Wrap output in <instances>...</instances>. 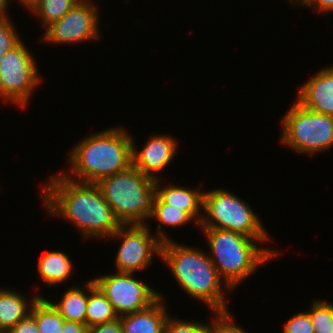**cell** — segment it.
Wrapping results in <instances>:
<instances>
[{
    "label": "cell",
    "instance_id": "6da1fadb",
    "mask_svg": "<svg viewBox=\"0 0 333 333\" xmlns=\"http://www.w3.org/2000/svg\"><path fill=\"white\" fill-rule=\"evenodd\" d=\"M42 186L43 203L52 216L76 225L83 237L110 238L121 226L96 183H84L60 173Z\"/></svg>",
    "mask_w": 333,
    "mask_h": 333
},
{
    "label": "cell",
    "instance_id": "7a4b0ae2",
    "mask_svg": "<svg viewBox=\"0 0 333 333\" xmlns=\"http://www.w3.org/2000/svg\"><path fill=\"white\" fill-rule=\"evenodd\" d=\"M132 140L133 137L122 127L87 136L71 150L68 160L72 175L66 177L84 183H97L128 169L133 165Z\"/></svg>",
    "mask_w": 333,
    "mask_h": 333
},
{
    "label": "cell",
    "instance_id": "3957f363",
    "mask_svg": "<svg viewBox=\"0 0 333 333\" xmlns=\"http://www.w3.org/2000/svg\"><path fill=\"white\" fill-rule=\"evenodd\" d=\"M207 254L170 239L162 242L160 259L167 263L178 284L190 297L207 304L213 312L226 311L228 307L222 290L225 282Z\"/></svg>",
    "mask_w": 333,
    "mask_h": 333
},
{
    "label": "cell",
    "instance_id": "277c9868",
    "mask_svg": "<svg viewBox=\"0 0 333 333\" xmlns=\"http://www.w3.org/2000/svg\"><path fill=\"white\" fill-rule=\"evenodd\" d=\"M201 230L212 252L209 258L225 282L224 290L229 292L254 273L257 267L279 255L277 250L262 248L256 244L265 243L269 239H254L238 232L217 228Z\"/></svg>",
    "mask_w": 333,
    "mask_h": 333
},
{
    "label": "cell",
    "instance_id": "5b68a950",
    "mask_svg": "<svg viewBox=\"0 0 333 333\" xmlns=\"http://www.w3.org/2000/svg\"><path fill=\"white\" fill-rule=\"evenodd\" d=\"M121 225L146 224L153 212L156 180L133 165L96 183Z\"/></svg>",
    "mask_w": 333,
    "mask_h": 333
},
{
    "label": "cell",
    "instance_id": "8992f818",
    "mask_svg": "<svg viewBox=\"0 0 333 333\" xmlns=\"http://www.w3.org/2000/svg\"><path fill=\"white\" fill-rule=\"evenodd\" d=\"M201 228H217L244 234L254 239H270L251 206L224 189L203 193Z\"/></svg>",
    "mask_w": 333,
    "mask_h": 333
},
{
    "label": "cell",
    "instance_id": "52a82bcc",
    "mask_svg": "<svg viewBox=\"0 0 333 333\" xmlns=\"http://www.w3.org/2000/svg\"><path fill=\"white\" fill-rule=\"evenodd\" d=\"M281 122V142L297 153L313 155L333 146V116L312 112L295 101Z\"/></svg>",
    "mask_w": 333,
    "mask_h": 333
},
{
    "label": "cell",
    "instance_id": "ba28073f",
    "mask_svg": "<svg viewBox=\"0 0 333 333\" xmlns=\"http://www.w3.org/2000/svg\"><path fill=\"white\" fill-rule=\"evenodd\" d=\"M32 53L21 41L0 56V96L24 108L40 84V75Z\"/></svg>",
    "mask_w": 333,
    "mask_h": 333
},
{
    "label": "cell",
    "instance_id": "9c48e42d",
    "mask_svg": "<svg viewBox=\"0 0 333 333\" xmlns=\"http://www.w3.org/2000/svg\"><path fill=\"white\" fill-rule=\"evenodd\" d=\"M122 241L115 256L117 272L135 273L151 266L153 255H161L162 242L152 236L147 224L121 225L111 236Z\"/></svg>",
    "mask_w": 333,
    "mask_h": 333
},
{
    "label": "cell",
    "instance_id": "30bf717a",
    "mask_svg": "<svg viewBox=\"0 0 333 333\" xmlns=\"http://www.w3.org/2000/svg\"><path fill=\"white\" fill-rule=\"evenodd\" d=\"M133 274L116 272V274L102 275L93 279L118 316L148 308L162 297L161 293H157L143 281L134 278Z\"/></svg>",
    "mask_w": 333,
    "mask_h": 333
},
{
    "label": "cell",
    "instance_id": "8fae6325",
    "mask_svg": "<svg viewBox=\"0 0 333 333\" xmlns=\"http://www.w3.org/2000/svg\"><path fill=\"white\" fill-rule=\"evenodd\" d=\"M94 4L91 0L77 2L60 20L46 27L43 41L74 44L99 39V12Z\"/></svg>",
    "mask_w": 333,
    "mask_h": 333
},
{
    "label": "cell",
    "instance_id": "7c38bea8",
    "mask_svg": "<svg viewBox=\"0 0 333 333\" xmlns=\"http://www.w3.org/2000/svg\"><path fill=\"white\" fill-rule=\"evenodd\" d=\"M142 150L137 151L133 141V166L144 175L158 180L157 172L162 171L174 159L177 153V141L170 135H151ZM156 173V174H155Z\"/></svg>",
    "mask_w": 333,
    "mask_h": 333
},
{
    "label": "cell",
    "instance_id": "4fadbf2b",
    "mask_svg": "<svg viewBox=\"0 0 333 333\" xmlns=\"http://www.w3.org/2000/svg\"><path fill=\"white\" fill-rule=\"evenodd\" d=\"M299 88V104L312 112L333 116V67L318 71Z\"/></svg>",
    "mask_w": 333,
    "mask_h": 333
},
{
    "label": "cell",
    "instance_id": "5bb4252c",
    "mask_svg": "<svg viewBox=\"0 0 333 333\" xmlns=\"http://www.w3.org/2000/svg\"><path fill=\"white\" fill-rule=\"evenodd\" d=\"M163 303L159 297L148 308L120 316L122 333H164L169 315Z\"/></svg>",
    "mask_w": 333,
    "mask_h": 333
},
{
    "label": "cell",
    "instance_id": "9a60e30c",
    "mask_svg": "<svg viewBox=\"0 0 333 333\" xmlns=\"http://www.w3.org/2000/svg\"><path fill=\"white\" fill-rule=\"evenodd\" d=\"M160 179L156 180V196L165 204L180 208L185 211L198 224L202 220L203 211V193L200 189H190L183 186L171 185L162 187L159 184Z\"/></svg>",
    "mask_w": 333,
    "mask_h": 333
},
{
    "label": "cell",
    "instance_id": "2e32d148",
    "mask_svg": "<svg viewBox=\"0 0 333 333\" xmlns=\"http://www.w3.org/2000/svg\"><path fill=\"white\" fill-rule=\"evenodd\" d=\"M39 297L40 294L34 296L28 304V299L26 301L21 293L0 289V333H7L20 320L26 318L30 314L33 303Z\"/></svg>",
    "mask_w": 333,
    "mask_h": 333
},
{
    "label": "cell",
    "instance_id": "e0dca14e",
    "mask_svg": "<svg viewBox=\"0 0 333 333\" xmlns=\"http://www.w3.org/2000/svg\"><path fill=\"white\" fill-rule=\"evenodd\" d=\"M84 285V290L74 286L69 288L58 303L49 301L64 320L85 324L90 280Z\"/></svg>",
    "mask_w": 333,
    "mask_h": 333
},
{
    "label": "cell",
    "instance_id": "ac0fdd59",
    "mask_svg": "<svg viewBox=\"0 0 333 333\" xmlns=\"http://www.w3.org/2000/svg\"><path fill=\"white\" fill-rule=\"evenodd\" d=\"M37 267L41 279L51 286L67 281L73 268L69 256L61 251L44 252Z\"/></svg>",
    "mask_w": 333,
    "mask_h": 333
},
{
    "label": "cell",
    "instance_id": "d6986e66",
    "mask_svg": "<svg viewBox=\"0 0 333 333\" xmlns=\"http://www.w3.org/2000/svg\"><path fill=\"white\" fill-rule=\"evenodd\" d=\"M118 317L106 295L91 279L85 318L87 328L113 321Z\"/></svg>",
    "mask_w": 333,
    "mask_h": 333
},
{
    "label": "cell",
    "instance_id": "ffe728a7",
    "mask_svg": "<svg viewBox=\"0 0 333 333\" xmlns=\"http://www.w3.org/2000/svg\"><path fill=\"white\" fill-rule=\"evenodd\" d=\"M158 220L160 224L157 225V237L161 242L170 240L165 231H162V225L170 227L182 226L187 222L193 220L185 211L180 208L163 203L157 196H155L153 203V212L150 219Z\"/></svg>",
    "mask_w": 333,
    "mask_h": 333
},
{
    "label": "cell",
    "instance_id": "44dd1931",
    "mask_svg": "<svg viewBox=\"0 0 333 333\" xmlns=\"http://www.w3.org/2000/svg\"><path fill=\"white\" fill-rule=\"evenodd\" d=\"M30 315L35 319L40 333H62L64 318L46 298L40 296L33 303Z\"/></svg>",
    "mask_w": 333,
    "mask_h": 333
},
{
    "label": "cell",
    "instance_id": "7402d4cb",
    "mask_svg": "<svg viewBox=\"0 0 333 333\" xmlns=\"http://www.w3.org/2000/svg\"><path fill=\"white\" fill-rule=\"evenodd\" d=\"M80 0H41L38 6L32 11L41 19L44 26L60 20Z\"/></svg>",
    "mask_w": 333,
    "mask_h": 333
},
{
    "label": "cell",
    "instance_id": "603a6c76",
    "mask_svg": "<svg viewBox=\"0 0 333 333\" xmlns=\"http://www.w3.org/2000/svg\"><path fill=\"white\" fill-rule=\"evenodd\" d=\"M310 315L315 333H333V303L314 301Z\"/></svg>",
    "mask_w": 333,
    "mask_h": 333
},
{
    "label": "cell",
    "instance_id": "cb8c5ba5",
    "mask_svg": "<svg viewBox=\"0 0 333 333\" xmlns=\"http://www.w3.org/2000/svg\"><path fill=\"white\" fill-rule=\"evenodd\" d=\"M10 19L9 17L0 19V56L12 50L22 41Z\"/></svg>",
    "mask_w": 333,
    "mask_h": 333
},
{
    "label": "cell",
    "instance_id": "d4e9b609",
    "mask_svg": "<svg viewBox=\"0 0 333 333\" xmlns=\"http://www.w3.org/2000/svg\"><path fill=\"white\" fill-rule=\"evenodd\" d=\"M226 311H216L213 312L214 318L212 322V332L213 333H246L242 328L234 325L233 317L230 312ZM230 313V314H229Z\"/></svg>",
    "mask_w": 333,
    "mask_h": 333
},
{
    "label": "cell",
    "instance_id": "484cf974",
    "mask_svg": "<svg viewBox=\"0 0 333 333\" xmlns=\"http://www.w3.org/2000/svg\"><path fill=\"white\" fill-rule=\"evenodd\" d=\"M283 333H315L309 313L299 312L294 314L284 324Z\"/></svg>",
    "mask_w": 333,
    "mask_h": 333
},
{
    "label": "cell",
    "instance_id": "4316f807",
    "mask_svg": "<svg viewBox=\"0 0 333 333\" xmlns=\"http://www.w3.org/2000/svg\"><path fill=\"white\" fill-rule=\"evenodd\" d=\"M202 325V322L194 320L184 321L169 316L165 324L164 333H195Z\"/></svg>",
    "mask_w": 333,
    "mask_h": 333
},
{
    "label": "cell",
    "instance_id": "83f0119b",
    "mask_svg": "<svg viewBox=\"0 0 333 333\" xmlns=\"http://www.w3.org/2000/svg\"><path fill=\"white\" fill-rule=\"evenodd\" d=\"M7 333H40V330L38 329L35 319L29 314Z\"/></svg>",
    "mask_w": 333,
    "mask_h": 333
},
{
    "label": "cell",
    "instance_id": "f1b7e54d",
    "mask_svg": "<svg viewBox=\"0 0 333 333\" xmlns=\"http://www.w3.org/2000/svg\"><path fill=\"white\" fill-rule=\"evenodd\" d=\"M88 333H122L120 316L113 321L88 328Z\"/></svg>",
    "mask_w": 333,
    "mask_h": 333
},
{
    "label": "cell",
    "instance_id": "f546056e",
    "mask_svg": "<svg viewBox=\"0 0 333 333\" xmlns=\"http://www.w3.org/2000/svg\"><path fill=\"white\" fill-rule=\"evenodd\" d=\"M301 6H309L317 12L330 13L333 11V0H305Z\"/></svg>",
    "mask_w": 333,
    "mask_h": 333
},
{
    "label": "cell",
    "instance_id": "4dcf8cb0",
    "mask_svg": "<svg viewBox=\"0 0 333 333\" xmlns=\"http://www.w3.org/2000/svg\"><path fill=\"white\" fill-rule=\"evenodd\" d=\"M62 333H88V328L85 324L64 320Z\"/></svg>",
    "mask_w": 333,
    "mask_h": 333
},
{
    "label": "cell",
    "instance_id": "1f68e13d",
    "mask_svg": "<svg viewBox=\"0 0 333 333\" xmlns=\"http://www.w3.org/2000/svg\"><path fill=\"white\" fill-rule=\"evenodd\" d=\"M19 2L20 4L24 5L25 8H28V10L32 12L38 6L41 0H19Z\"/></svg>",
    "mask_w": 333,
    "mask_h": 333
},
{
    "label": "cell",
    "instance_id": "d6a6232c",
    "mask_svg": "<svg viewBox=\"0 0 333 333\" xmlns=\"http://www.w3.org/2000/svg\"><path fill=\"white\" fill-rule=\"evenodd\" d=\"M11 0H0V19L9 17L8 13L6 12L8 5L10 4Z\"/></svg>",
    "mask_w": 333,
    "mask_h": 333
},
{
    "label": "cell",
    "instance_id": "836d02e7",
    "mask_svg": "<svg viewBox=\"0 0 333 333\" xmlns=\"http://www.w3.org/2000/svg\"><path fill=\"white\" fill-rule=\"evenodd\" d=\"M195 333H213L212 332V323L209 326V324H203Z\"/></svg>",
    "mask_w": 333,
    "mask_h": 333
},
{
    "label": "cell",
    "instance_id": "e575fe53",
    "mask_svg": "<svg viewBox=\"0 0 333 333\" xmlns=\"http://www.w3.org/2000/svg\"><path fill=\"white\" fill-rule=\"evenodd\" d=\"M289 1H290L289 3L293 4V6H294V5L299 6V5H301L305 0H289Z\"/></svg>",
    "mask_w": 333,
    "mask_h": 333
}]
</instances>
